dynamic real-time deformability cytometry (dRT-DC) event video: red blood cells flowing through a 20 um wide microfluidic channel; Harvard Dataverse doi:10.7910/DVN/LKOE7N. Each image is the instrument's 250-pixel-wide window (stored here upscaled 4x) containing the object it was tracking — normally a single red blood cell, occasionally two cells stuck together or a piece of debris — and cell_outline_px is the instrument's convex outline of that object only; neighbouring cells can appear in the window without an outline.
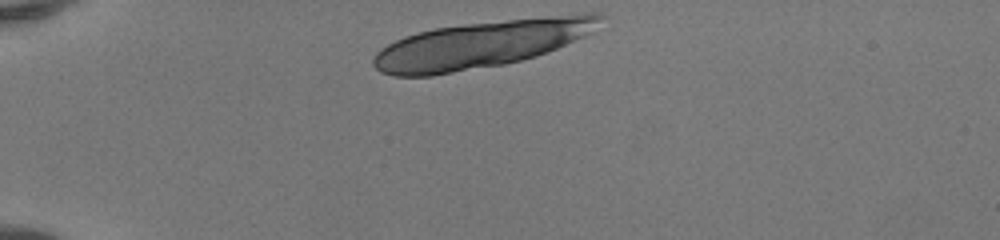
{"species": "human", "species_latin": "Homo sapiens", "temperature_condition": "room temperature", "stored_images_in_passage": 8, "camera_frame_rate_fps": 3000, "um_per_image_px": 0.085, "donor": {"sex": "female"}, "frame": {"image": 1, "passage_image": 1, "time_ms": 0.0, "image_size_px": [1000, 240], "cell_outline_px": [[604, 16], [592, 32], [584, 36], [556, 48], [536, 56], [504, 64], [432, 76], [392, 76], [380, 72], [372, 64], [372, 60], [376, 52], [380, 48], [404, 36], [432, 28], [464, 24], [584, 12], [600, 12]], "centroid_in_image_um": [40.88, 3.76], "position_along_channel_um": 44.1, "area_um2": 62.42}}